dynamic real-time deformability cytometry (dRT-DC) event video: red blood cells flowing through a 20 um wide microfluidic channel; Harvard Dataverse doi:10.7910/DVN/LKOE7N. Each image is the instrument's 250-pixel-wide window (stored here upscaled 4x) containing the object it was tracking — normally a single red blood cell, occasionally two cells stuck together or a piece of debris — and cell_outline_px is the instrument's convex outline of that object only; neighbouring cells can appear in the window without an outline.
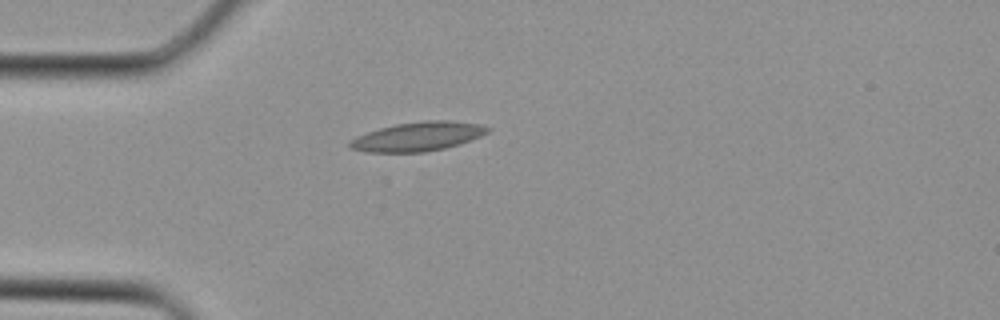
{"species": "Egyptian fruit bat (a non-hibernating species)", "species_latin": "Rousettus aegyptiacus", "temperature_condition": "cold", "stored_images_in_passage": 1, "camera_frame_rate_fps": 3000, "um_per_image_px": 0.085, "animal": {"sex": "female"}, "frame": {"image": 1, "passage_image": 1, "time_ms": 0.0, "image_size_px": [1000, 320], "cell_outline_px": [[492, 128], [488, 132], [480, 136], [460, 144], [444, 148], [424, 152], [364, 152], [352, 148], [348, 144], [348, 140], [356, 136], [380, 128], [396, 124], [424, 120], [448, 120], [480, 124]], "centroid_in_image_um": [35.51, 11.6], "position_along_channel_um": 49.5, "area_um2": 23.35}}